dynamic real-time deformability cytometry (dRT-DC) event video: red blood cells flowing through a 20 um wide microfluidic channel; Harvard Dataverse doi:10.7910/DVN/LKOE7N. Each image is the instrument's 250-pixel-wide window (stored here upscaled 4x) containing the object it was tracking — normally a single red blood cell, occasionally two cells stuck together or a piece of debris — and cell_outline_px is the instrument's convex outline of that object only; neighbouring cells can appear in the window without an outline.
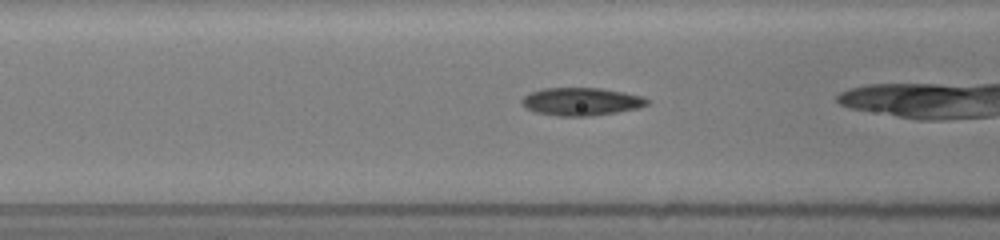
{"species": "common noctule bat (a hibernating species)", "species_latin": "Nyctalus noctula", "temperature_condition": "room temperature", "stored_images_in_passage": 23, "camera_frame_rate_fps": 3000, "um_per_image_px": 0.085, "animal": {"sex": "female", "body_mass_g": 19.5, "forearm_length_mm": 54.1}, "frame": {"image": 1, "passage_image": 17, "time_ms": 5.333, "image_size_px": [1000, 240], "cell_outline_px": [[648, 104], [636, 108], [616, 112], [592, 116], [560, 116], [536, 112], [528, 108], [520, 100], [524, 96], [532, 92], [544, 88], [600, 88], [624, 92], [640, 96], [648, 100]], "centroid_in_image_um": [49.4, 8.63], "position_along_channel_um": 117.2, "area_um2": 20.0}}